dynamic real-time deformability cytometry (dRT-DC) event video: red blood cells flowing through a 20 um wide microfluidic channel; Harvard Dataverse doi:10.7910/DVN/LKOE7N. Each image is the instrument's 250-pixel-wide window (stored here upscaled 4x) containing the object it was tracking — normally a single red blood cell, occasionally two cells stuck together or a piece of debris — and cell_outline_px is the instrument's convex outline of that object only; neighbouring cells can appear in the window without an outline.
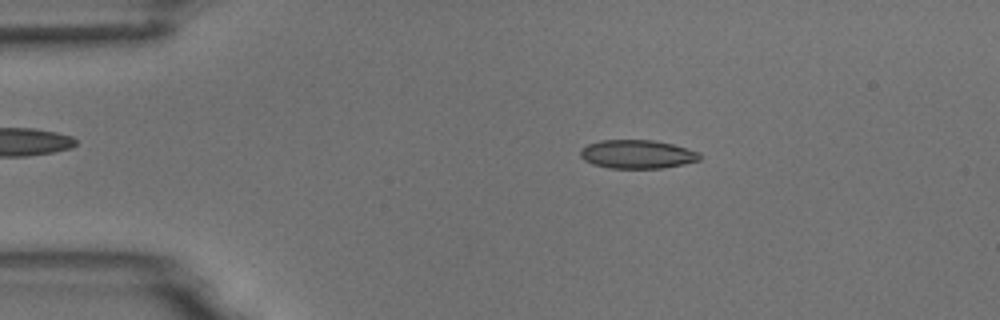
{"species": "common noctule bat (a hibernating species)", "species_latin": "Nyctalus noctula", "temperature_condition": "room temperature", "stored_images_in_passage": 54, "camera_frame_rate_fps": 3000, "um_per_image_px": 0.085, "animal": {"sex": "male", "body_mass_g": 18.8}, "frame": {"image": 1, "passage_image": 10, "time_ms": 3.0, "image_size_px": [1000, 320], "cell_outline_px": [[700, 160], [664, 168], [608, 168], [592, 164], [584, 160], [580, 156], [580, 148], [588, 144], [600, 140], [652, 140], [672, 144], [700, 152]], "centroid_in_image_um": [54.13, 13.11], "position_along_channel_um": 30.9, "area_um2": 19.94}}
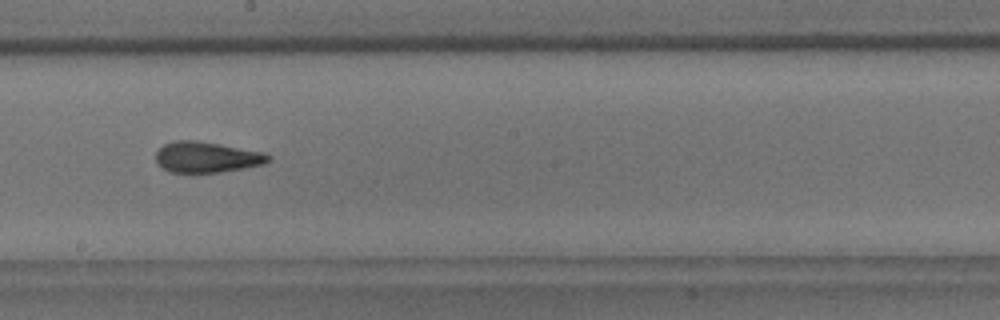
{"frame": {"image": 2, "passage_image": 30, "time_ms": 9.667, "image_size_px": [1000, 320], "cell_outline_px": [[272, 160], [264, 164], [244, 168], [220, 172], [168, 172], [156, 160], [156, 152], [164, 144], [176, 140], [196, 140], [220, 144], [264, 152], [272, 156]], "centroid_in_image_um": [17.61, 13.35], "position_along_channel_um": 230.6, "area_um2": 20.17}}
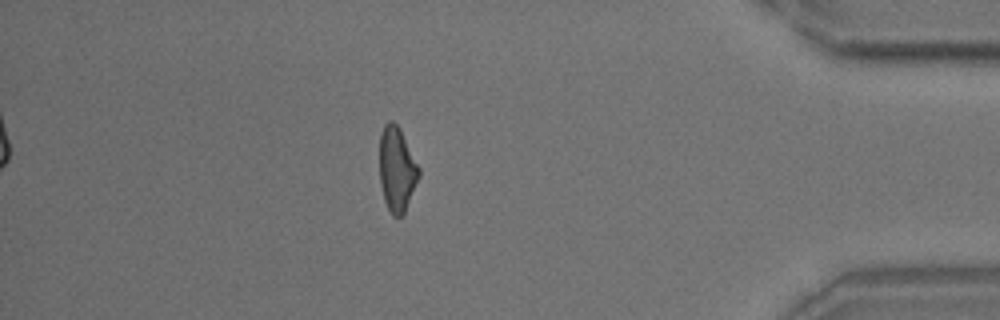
{"frame": {"image": 3, "passage_image": 47, "time_ms": 15.333, "image_size_px": [1000, 320], "cell_outline_px": [[420, 176], [404, 212], [400, 216], [392, 216], [384, 200], [380, 184], [380, 132], [384, 124], [388, 120], [392, 120], [400, 128], [420, 168]], "centroid_in_image_um": [33.73, 14.35], "position_along_channel_um": 401.5, "area_um2": 19.42}, "authors_computed_cell_mechanics": {"area_um2": 20.0566, "velocity_mm_per_s": 3.7226, "shape_relaxation_time_tau1_ms": 8.0886, "shape_relaxation_time_tau2_ms": 2.5347, "deformation_change_tau1": 0.1946, "deformation_change_tau2": 0.0968}}